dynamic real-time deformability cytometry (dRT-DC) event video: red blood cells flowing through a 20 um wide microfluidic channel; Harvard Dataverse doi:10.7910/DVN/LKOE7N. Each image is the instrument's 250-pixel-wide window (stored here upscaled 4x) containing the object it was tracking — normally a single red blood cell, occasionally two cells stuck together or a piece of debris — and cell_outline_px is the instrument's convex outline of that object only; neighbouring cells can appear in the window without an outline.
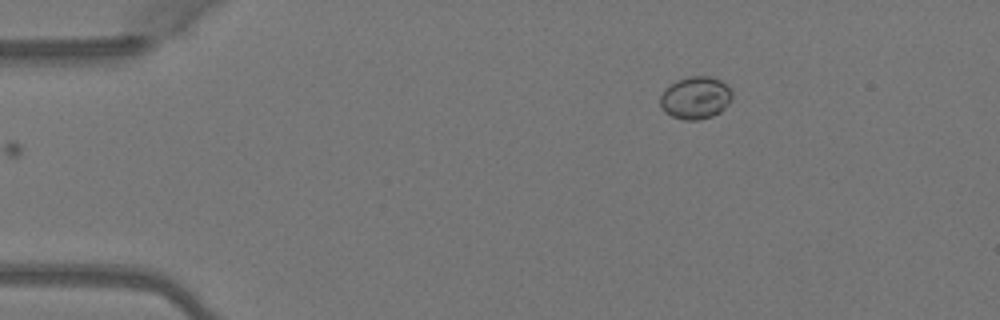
{"species": "Egyptian fruit bat (a non-hibernating species)", "species_latin": "Rousettus aegyptiacus", "temperature_condition": "warm", "stored_images_in_passage": 3, "camera_frame_rate_fps": 3000, "um_per_image_px": 0.085, "animal": {"sex": "female"}, "frame": {"image": 1, "passage_image": 3, "time_ms": 0.667, "image_size_px": [1000, 320], "cell_outline_px": [[732, 100], [720, 112], [712, 116], [700, 120], [684, 120], [672, 116], [664, 112], [660, 108], [660, 96], [676, 80], [688, 76], [712, 76], [720, 80], [732, 92]], "centroid_in_image_um": [59.12, 8.32], "position_along_channel_um": 25.9, "area_um2": 17.8}}